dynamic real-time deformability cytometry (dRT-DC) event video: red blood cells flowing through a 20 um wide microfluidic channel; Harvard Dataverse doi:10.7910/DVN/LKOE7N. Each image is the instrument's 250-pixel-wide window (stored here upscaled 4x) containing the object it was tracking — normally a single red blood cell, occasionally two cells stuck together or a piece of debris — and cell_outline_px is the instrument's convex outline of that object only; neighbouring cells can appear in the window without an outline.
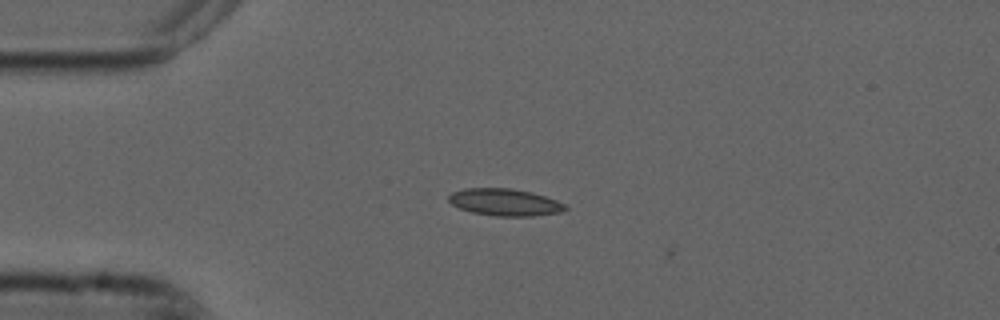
{"species": "common noctule bat (a hibernating species)", "species_latin": "Nyctalus noctula", "temperature_condition": "cold", "stored_images_in_passage": 5, "camera_frame_rate_fps": 3000, "um_per_image_px": 0.085, "animal": {"sex": "male", "forearm_length_mm": 52.5}, "frame": {"image": 1, "passage_image": 3, "time_ms": 0.667, "image_size_px": [1000, 320], "cell_outline_px": [[568, 208], [564, 212], [532, 216], [496, 216], [472, 212], [460, 208], [452, 204], [448, 200], [448, 196], [452, 192], [464, 188], [512, 188], [532, 192], [568, 204]], "centroid_in_image_um": [42.95, 17.19], "position_along_channel_um": 42.0, "area_um2": 18.55}}